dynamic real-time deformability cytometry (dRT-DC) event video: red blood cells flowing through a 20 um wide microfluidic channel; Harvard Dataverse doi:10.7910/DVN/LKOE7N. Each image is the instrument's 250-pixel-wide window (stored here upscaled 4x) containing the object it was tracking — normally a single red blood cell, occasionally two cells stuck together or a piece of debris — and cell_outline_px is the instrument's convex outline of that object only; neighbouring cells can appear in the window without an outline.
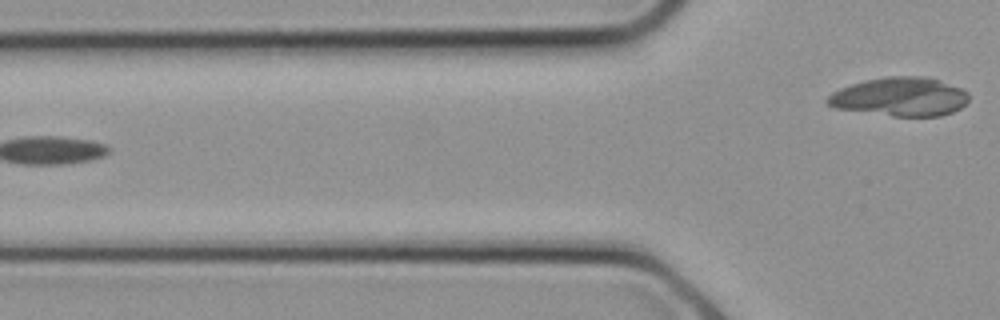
{"species": "common noctule bat (a hibernating species)", "species_latin": "Nyctalus noctula", "temperature_condition": "cold", "stored_images_in_passage": 9, "segment_of_instrument_passage": [2, 2], "camera_frame_rate_fps": 3000, "um_per_image_px": 0.085, "animal": {"sex": "female", "body_mass_g": 21.9}, "frame": {"image": 1, "passage_image": 9, "time_ms": 2.667, "image_size_px": [1000, 320], "cell_outline_px": [[968, 100], [960, 108], [952, 112], [940, 116], [892, 116], [836, 108], [828, 104], [824, 100], [832, 92], [840, 88], [864, 80], [888, 76], [924, 76], [940, 80], [960, 88], [968, 92]], "centroid_in_image_um": [76.5, 8.22], "position_along_channel_um": 49.3, "area_um2": 31.91}}